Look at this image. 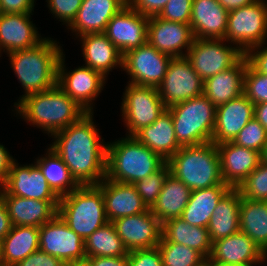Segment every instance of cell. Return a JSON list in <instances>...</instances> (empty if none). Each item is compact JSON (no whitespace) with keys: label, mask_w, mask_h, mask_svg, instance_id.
Returning a JSON list of instances; mask_svg holds the SVG:
<instances>
[{"label":"cell","mask_w":267,"mask_h":266,"mask_svg":"<svg viewBox=\"0 0 267 266\" xmlns=\"http://www.w3.org/2000/svg\"><path fill=\"white\" fill-rule=\"evenodd\" d=\"M148 21L127 4L108 22L104 34L124 54L147 42Z\"/></svg>","instance_id":"e0dca14e"},{"label":"cell","mask_w":267,"mask_h":266,"mask_svg":"<svg viewBox=\"0 0 267 266\" xmlns=\"http://www.w3.org/2000/svg\"><path fill=\"white\" fill-rule=\"evenodd\" d=\"M63 51L59 41L46 36L32 48L6 54L24 93L13 106L23 97L51 89L57 84V66Z\"/></svg>","instance_id":"3957f363"},{"label":"cell","mask_w":267,"mask_h":266,"mask_svg":"<svg viewBox=\"0 0 267 266\" xmlns=\"http://www.w3.org/2000/svg\"><path fill=\"white\" fill-rule=\"evenodd\" d=\"M267 255L241 231L212 242L207 263L260 265L267 263Z\"/></svg>","instance_id":"d6986e66"},{"label":"cell","mask_w":267,"mask_h":266,"mask_svg":"<svg viewBox=\"0 0 267 266\" xmlns=\"http://www.w3.org/2000/svg\"><path fill=\"white\" fill-rule=\"evenodd\" d=\"M254 106L244 94L216 107L212 142L216 145L233 141L243 127L254 117Z\"/></svg>","instance_id":"7402d4cb"},{"label":"cell","mask_w":267,"mask_h":266,"mask_svg":"<svg viewBox=\"0 0 267 266\" xmlns=\"http://www.w3.org/2000/svg\"><path fill=\"white\" fill-rule=\"evenodd\" d=\"M68 266H93V263L88 258H84L76 262H73Z\"/></svg>","instance_id":"9f6ffc18"},{"label":"cell","mask_w":267,"mask_h":266,"mask_svg":"<svg viewBox=\"0 0 267 266\" xmlns=\"http://www.w3.org/2000/svg\"><path fill=\"white\" fill-rule=\"evenodd\" d=\"M88 259L93 263V266H128L127 256H98L90 257Z\"/></svg>","instance_id":"816d5d0a"},{"label":"cell","mask_w":267,"mask_h":266,"mask_svg":"<svg viewBox=\"0 0 267 266\" xmlns=\"http://www.w3.org/2000/svg\"><path fill=\"white\" fill-rule=\"evenodd\" d=\"M94 112L51 136L49 147L66 164L80 185H97L106 175L107 142L94 122Z\"/></svg>","instance_id":"6da1fadb"},{"label":"cell","mask_w":267,"mask_h":266,"mask_svg":"<svg viewBox=\"0 0 267 266\" xmlns=\"http://www.w3.org/2000/svg\"><path fill=\"white\" fill-rule=\"evenodd\" d=\"M228 13L217 0H193L190 26L194 38L224 39Z\"/></svg>","instance_id":"4316f807"},{"label":"cell","mask_w":267,"mask_h":266,"mask_svg":"<svg viewBox=\"0 0 267 266\" xmlns=\"http://www.w3.org/2000/svg\"><path fill=\"white\" fill-rule=\"evenodd\" d=\"M121 97L122 122L126 136H134L143 127L154 123L167 108L154 87L139 86L127 83Z\"/></svg>","instance_id":"9c48e42d"},{"label":"cell","mask_w":267,"mask_h":266,"mask_svg":"<svg viewBox=\"0 0 267 266\" xmlns=\"http://www.w3.org/2000/svg\"><path fill=\"white\" fill-rule=\"evenodd\" d=\"M247 59L244 56L235 66L204 81L203 94L215 106L227 103L243 94Z\"/></svg>","instance_id":"83f0119b"},{"label":"cell","mask_w":267,"mask_h":266,"mask_svg":"<svg viewBox=\"0 0 267 266\" xmlns=\"http://www.w3.org/2000/svg\"><path fill=\"white\" fill-rule=\"evenodd\" d=\"M193 0H169L158 15L160 18L190 24Z\"/></svg>","instance_id":"ee69618b"},{"label":"cell","mask_w":267,"mask_h":266,"mask_svg":"<svg viewBox=\"0 0 267 266\" xmlns=\"http://www.w3.org/2000/svg\"><path fill=\"white\" fill-rule=\"evenodd\" d=\"M97 186L102 191L105 212L109 222L149 210L133 184L120 183L105 178Z\"/></svg>","instance_id":"603a6c76"},{"label":"cell","mask_w":267,"mask_h":266,"mask_svg":"<svg viewBox=\"0 0 267 266\" xmlns=\"http://www.w3.org/2000/svg\"><path fill=\"white\" fill-rule=\"evenodd\" d=\"M163 266H204L207 259L198 251L182 244L167 241L163 236L158 244Z\"/></svg>","instance_id":"74e56055"},{"label":"cell","mask_w":267,"mask_h":266,"mask_svg":"<svg viewBox=\"0 0 267 266\" xmlns=\"http://www.w3.org/2000/svg\"><path fill=\"white\" fill-rule=\"evenodd\" d=\"M0 192L28 199L60 201L35 162L21 165L16 159L11 164L5 182L0 186Z\"/></svg>","instance_id":"9a60e30c"},{"label":"cell","mask_w":267,"mask_h":266,"mask_svg":"<svg viewBox=\"0 0 267 266\" xmlns=\"http://www.w3.org/2000/svg\"><path fill=\"white\" fill-rule=\"evenodd\" d=\"M112 224L128 251L155 248L162 237V223L150 209L137 215L118 218Z\"/></svg>","instance_id":"2e32d148"},{"label":"cell","mask_w":267,"mask_h":266,"mask_svg":"<svg viewBox=\"0 0 267 266\" xmlns=\"http://www.w3.org/2000/svg\"><path fill=\"white\" fill-rule=\"evenodd\" d=\"M12 226L6 205L0 197V241L11 231Z\"/></svg>","instance_id":"f5cc1de1"},{"label":"cell","mask_w":267,"mask_h":266,"mask_svg":"<svg viewBox=\"0 0 267 266\" xmlns=\"http://www.w3.org/2000/svg\"><path fill=\"white\" fill-rule=\"evenodd\" d=\"M162 236L169 242L185 245L209 258L212 241L207 228L191 226L181 217H176L162 224Z\"/></svg>","instance_id":"d6a6232c"},{"label":"cell","mask_w":267,"mask_h":266,"mask_svg":"<svg viewBox=\"0 0 267 266\" xmlns=\"http://www.w3.org/2000/svg\"><path fill=\"white\" fill-rule=\"evenodd\" d=\"M2 265L15 266L27 256L39 250V228L12 226L1 240Z\"/></svg>","instance_id":"836d02e7"},{"label":"cell","mask_w":267,"mask_h":266,"mask_svg":"<svg viewBox=\"0 0 267 266\" xmlns=\"http://www.w3.org/2000/svg\"><path fill=\"white\" fill-rule=\"evenodd\" d=\"M254 118L257 119L267 131V102L255 104Z\"/></svg>","instance_id":"db71d44e"},{"label":"cell","mask_w":267,"mask_h":266,"mask_svg":"<svg viewBox=\"0 0 267 266\" xmlns=\"http://www.w3.org/2000/svg\"><path fill=\"white\" fill-rule=\"evenodd\" d=\"M128 266H163L158 247L128 251Z\"/></svg>","instance_id":"f6af8a7d"},{"label":"cell","mask_w":267,"mask_h":266,"mask_svg":"<svg viewBox=\"0 0 267 266\" xmlns=\"http://www.w3.org/2000/svg\"><path fill=\"white\" fill-rule=\"evenodd\" d=\"M31 15L33 13L0 14V57L3 56V52L6 55L32 48L46 38L39 34Z\"/></svg>","instance_id":"ffe728a7"},{"label":"cell","mask_w":267,"mask_h":266,"mask_svg":"<svg viewBox=\"0 0 267 266\" xmlns=\"http://www.w3.org/2000/svg\"><path fill=\"white\" fill-rule=\"evenodd\" d=\"M86 258L98 256H128V250L116 233L112 222L95 230L85 241Z\"/></svg>","instance_id":"8d00e7d4"},{"label":"cell","mask_w":267,"mask_h":266,"mask_svg":"<svg viewBox=\"0 0 267 266\" xmlns=\"http://www.w3.org/2000/svg\"><path fill=\"white\" fill-rule=\"evenodd\" d=\"M134 137L166 161L182 147L177 141L172 114L168 109L154 123L139 130Z\"/></svg>","instance_id":"f1b7e54d"},{"label":"cell","mask_w":267,"mask_h":266,"mask_svg":"<svg viewBox=\"0 0 267 266\" xmlns=\"http://www.w3.org/2000/svg\"><path fill=\"white\" fill-rule=\"evenodd\" d=\"M254 1L256 0H217V2L228 12L252 4Z\"/></svg>","instance_id":"11a10c76"},{"label":"cell","mask_w":267,"mask_h":266,"mask_svg":"<svg viewBox=\"0 0 267 266\" xmlns=\"http://www.w3.org/2000/svg\"><path fill=\"white\" fill-rule=\"evenodd\" d=\"M241 194L231 188L217 203L207 226L210 239L215 242L239 232Z\"/></svg>","instance_id":"f546056e"},{"label":"cell","mask_w":267,"mask_h":266,"mask_svg":"<svg viewBox=\"0 0 267 266\" xmlns=\"http://www.w3.org/2000/svg\"><path fill=\"white\" fill-rule=\"evenodd\" d=\"M127 0H83L74 20L65 27L78 38L88 33H104L108 22Z\"/></svg>","instance_id":"44dd1931"},{"label":"cell","mask_w":267,"mask_h":266,"mask_svg":"<svg viewBox=\"0 0 267 266\" xmlns=\"http://www.w3.org/2000/svg\"><path fill=\"white\" fill-rule=\"evenodd\" d=\"M82 44L84 65L98 71L105 78L114 69H123V54L104 33H88L78 38Z\"/></svg>","instance_id":"d4e9b609"},{"label":"cell","mask_w":267,"mask_h":266,"mask_svg":"<svg viewBox=\"0 0 267 266\" xmlns=\"http://www.w3.org/2000/svg\"><path fill=\"white\" fill-rule=\"evenodd\" d=\"M243 94L254 104L267 102V76L255 71L247 62Z\"/></svg>","instance_id":"b9f144b4"},{"label":"cell","mask_w":267,"mask_h":266,"mask_svg":"<svg viewBox=\"0 0 267 266\" xmlns=\"http://www.w3.org/2000/svg\"><path fill=\"white\" fill-rule=\"evenodd\" d=\"M39 249L66 265L86 258L84 240L58 214L39 227Z\"/></svg>","instance_id":"5bb4252c"},{"label":"cell","mask_w":267,"mask_h":266,"mask_svg":"<svg viewBox=\"0 0 267 266\" xmlns=\"http://www.w3.org/2000/svg\"><path fill=\"white\" fill-rule=\"evenodd\" d=\"M12 110L32 127L51 137L77 122L87 112L57 84L51 89L23 97Z\"/></svg>","instance_id":"7a4b0ae2"},{"label":"cell","mask_w":267,"mask_h":266,"mask_svg":"<svg viewBox=\"0 0 267 266\" xmlns=\"http://www.w3.org/2000/svg\"><path fill=\"white\" fill-rule=\"evenodd\" d=\"M169 174L170 169L166 162L159 170L133 184L149 209L156 202Z\"/></svg>","instance_id":"f35d334b"},{"label":"cell","mask_w":267,"mask_h":266,"mask_svg":"<svg viewBox=\"0 0 267 266\" xmlns=\"http://www.w3.org/2000/svg\"><path fill=\"white\" fill-rule=\"evenodd\" d=\"M260 162L267 165V143L264 145L260 153Z\"/></svg>","instance_id":"6f0895ef"},{"label":"cell","mask_w":267,"mask_h":266,"mask_svg":"<svg viewBox=\"0 0 267 266\" xmlns=\"http://www.w3.org/2000/svg\"><path fill=\"white\" fill-rule=\"evenodd\" d=\"M13 226L41 227L58 214L59 201L28 199L16 195L2 194Z\"/></svg>","instance_id":"484cf974"},{"label":"cell","mask_w":267,"mask_h":266,"mask_svg":"<svg viewBox=\"0 0 267 266\" xmlns=\"http://www.w3.org/2000/svg\"><path fill=\"white\" fill-rule=\"evenodd\" d=\"M236 145L261 153L267 143V131L254 117L243 127L232 141Z\"/></svg>","instance_id":"60d3db41"},{"label":"cell","mask_w":267,"mask_h":266,"mask_svg":"<svg viewBox=\"0 0 267 266\" xmlns=\"http://www.w3.org/2000/svg\"><path fill=\"white\" fill-rule=\"evenodd\" d=\"M171 59V56L161 53L146 42L123 54L122 71L129 76L127 83L158 88Z\"/></svg>","instance_id":"7c38bea8"},{"label":"cell","mask_w":267,"mask_h":266,"mask_svg":"<svg viewBox=\"0 0 267 266\" xmlns=\"http://www.w3.org/2000/svg\"><path fill=\"white\" fill-rule=\"evenodd\" d=\"M245 53L224 39H197L186 54L191 66L203 81L235 66Z\"/></svg>","instance_id":"30bf717a"},{"label":"cell","mask_w":267,"mask_h":266,"mask_svg":"<svg viewBox=\"0 0 267 266\" xmlns=\"http://www.w3.org/2000/svg\"><path fill=\"white\" fill-rule=\"evenodd\" d=\"M167 109L172 114L175 135L181 146L212 142L216 107L204 94Z\"/></svg>","instance_id":"52a82bcc"},{"label":"cell","mask_w":267,"mask_h":266,"mask_svg":"<svg viewBox=\"0 0 267 266\" xmlns=\"http://www.w3.org/2000/svg\"><path fill=\"white\" fill-rule=\"evenodd\" d=\"M44 155L34 159L51 189L59 196L69 194L80 185L72 177L70 170L61 157L49 146Z\"/></svg>","instance_id":"d590c367"},{"label":"cell","mask_w":267,"mask_h":266,"mask_svg":"<svg viewBox=\"0 0 267 266\" xmlns=\"http://www.w3.org/2000/svg\"><path fill=\"white\" fill-rule=\"evenodd\" d=\"M47 8L66 27L74 20L83 0H46Z\"/></svg>","instance_id":"7bdbcfd3"},{"label":"cell","mask_w":267,"mask_h":266,"mask_svg":"<svg viewBox=\"0 0 267 266\" xmlns=\"http://www.w3.org/2000/svg\"><path fill=\"white\" fill-rule=\"evenodd\" d=\"M225 41L237 45L244 53L267 41V0L229 11Z\"/></svg>","instance_id":"ba28073f"},{"label":"cell","mask_w":267,"mask_h":266,"mask_svg":"<svg viewBox=\"0 0 267 266\" xmlns=\"http://www.w3.org/2000/svg\"><path fill=\"white\" fill-rule=\"evenodd\" d=\"M239 230L267 255V201H254L241 196Z\"/></svg>","instance_id":"e575fe53"},{"label":"cell","mask_w":267,"mask_h":266,"mask_svg":"<svg viewBox=\"0 0 267 266\" xmlns=\"http://www.w3.org/2000/svg\"><path fill=\"white\" fill-rule=\"evenodd\" d=\"M167 161L134 136L107 141L105 178L134 184L159 170Z\"/></svg>","instance_id":"277c9868"},{"label":"cell","mask_w":267,"mask_h":266,"mask_svg":"<svg viewBox=\"0 0 267 266\" xmlns=\"http://www.w3.org/2000/svg\"><path fill=\"white\" fill-rule=\"evenodd\" d=\"M237 189L242 197L267 201V165L260 162Z\"/></svg>","instance_id":"ab89813d"},{"label":"cell","mask_w":267,"mask_h":266,"mask_svg":"<svg viewBox=\"0 0 267 266\" xmlns=\"http://www.w3.org/2000/svg\"><path fill=\"white\" fill-rule=\"evenodd\" d=\"M204 81L184 57L170 60L166 75L157 88L166 108L203 94Z\"/></svg>","instance_id":"4fadbf2b"},{"label":"cell","mask_w":267,"mask_h":266,"mask_svg":"<svg viewBox=\"0 0 267 266\" xmlns=\"http://www.w3.org/2000/svg\"><path fill=\"white\" fill-rule=\"evenodd\" d=\"M15 159L5 145L0 143V186L5 182Z\"/></svg>","instance_id":"f907efd6"},{"label":"cell","mask_w":267,"mask_h":266,"mask_svg":"<svg viewBox=\"0 0 267 266\" xmlns=\"http://www.w3.org/2000/svg\"><path fill=\"white\" fill-rule=\"evenodd\" d=\"M167 163L170 174L191 190L227 185L221 176L220 156L213 142L182 146Z\"/></svg>","instance_id":"5b68a950"},{"label":"cell","mask_w":267,"mask_h":266,"mask_svg":"<svg viewBox=\"0 0 267 266\" xmlns=\"http://www.w3.org/2000/svg\"><path fill=\"white\" fill-rule=\"evenodd\" d=\"M267 41L245 52L248 64L260 74L267 76Z\"/></svg>","instance_id":"bcb514c9"},{"label":"cell","mask_w":267,"mask_h":266,"mask_svg":"<svg viewBox=\"0 0 267 266\" xmlns=\"http://www.w3.org/2000/svg\"><path fill=\"white\" fill-rule=\"evenodd\" d=\"M169 0H127V4L144 16L159 15Z\"/></svg>","instance_id":"c3c4849f"},{"label":"cell","mask_w":267,"mask_h":266,"mask_svg":"<svg viewBox=\"0 0 267 266\" xmlns=\"http://www.w3.org/2000/svg\"><path fill=\"white\" fill-rule=\"evenodd\" d=\"M191 191L182 181L169 174L150 210L162 224L169 219L181 217Z\"/></svg>","instance_id":"1f68e13d"},{"label":"cell","mask_w":267,"mask_h":266,"mask_svg":"<svg viewBox=\"0 0 267 266\" xmlns=\"http://www.w3.org/2000/svg\"><path fill=\"white\" fill-rule=\"evenodd\" d=\"M230 189L229 185H217L192 190L181 218L191 226L207 228L217 203Z\"/></svg>","instance_id":"4dcf8cb0"},{"label":"cell","mask_w":267,"mask_h":266,"mask_svg":"<svg viewBox=\"0 0 267 266\" xmlns=\"http://www.w3.org/2000/svg\"><path fill=\"white\" fill-rule=\"evenodd\" d=\"M65 63L63 52L57 66V85L87 113H93L94 101L105 88L107 78L85 65L69 71Z\"/></svg>","instance_id":"8fae6325"},{"label":"cell","mask_w":267,"mask_h":266,"mask_svg":"<svg viewBox=\"0 0 267 266\" xmlns=\"http://www.w3.org/2000/svg\"><path fill=\"white\" fill-rule=\"evenodd\" d=\"M36 0H0V13H33Z\"/></svg>","instance_id":"681fc988"},{"label":"cell","mask_w":267,"mask_h":266,"mask_svg":"<svg viewBox=\"0 0 267 266\" xmlns=\"http://www.w3.org/2000/svg\"><path fill=\"white\" fill-rule=\"evenodd\" d=\"M220 156L221 176L225 184L238 188L260 163V153L232 141L217 145Z\"/></svg>","instance_id":"cb8c5ba5"},{"label":"cell","mask_w":267,"mask_h":266,"mask_svg":"<svg viewBox=\"0 0 267 266\" xmlns=\"http://www.w3.org/2000/svg\"><path fill=\"white\" fill-rule=\"evenodd\" d=\"M0 266L2 265V248H1V241H0Z\"/></svg>","instance_id":"91938a15"},{"label":"cell","mask_w":267,"mask_h":266,"mask_svg":"<svg viewBox=\"0 0 267 266\" xmlns=\"http://www.w3.org/2000/svg\"><path fill=\"white\" fill-rule=\"evenodd\" d=\"M58 215L84 241L109 222L102 191L97 185L79 186L61 196Z\"/></svg>","instance_id":"8992f818"},{"label":"cell","mask_w":267,"mask_h":266,"mask_svg":"<svg viewBox=\"0 0 267 266\" xmlns=\"http://www.w3.org/2000/svg\"><path fill=\"white\" fill-rule=\"evenodd\" d=\"M210 266H256V265H235V264H222V263H208Z\"/></svg>","instance_id":"680465c9"},{"label":"cell","mask_w":267,"mask_h":266,"mask_svg":"<svg viewBox=\"0 0 267 266\" xmlns=\"http://www.w3.org/2000/svg\"><path fill=\"white\" fill-rule=\"evenodd\" d=\"M15 266H68L61 259L51 256L40 249L31 253Z\"/></svg>","instance_id":"7dc6e473"},{"label":"cell","mask_w":267,"mask_h":266,"mask_svg":"<svg viewBox=\"0 0 267 266\" xmlns=\"http://www.w3.org/2000/svg\"><path fill=\"white\" fill-rule=\"evenodd\" d=\"M193 39L190 24L168 21L158 15L149 17L147 42L161 53L172 58L184 57Z\"/></svg>","instance_id":"ac0fdd59"}]
</instances>
